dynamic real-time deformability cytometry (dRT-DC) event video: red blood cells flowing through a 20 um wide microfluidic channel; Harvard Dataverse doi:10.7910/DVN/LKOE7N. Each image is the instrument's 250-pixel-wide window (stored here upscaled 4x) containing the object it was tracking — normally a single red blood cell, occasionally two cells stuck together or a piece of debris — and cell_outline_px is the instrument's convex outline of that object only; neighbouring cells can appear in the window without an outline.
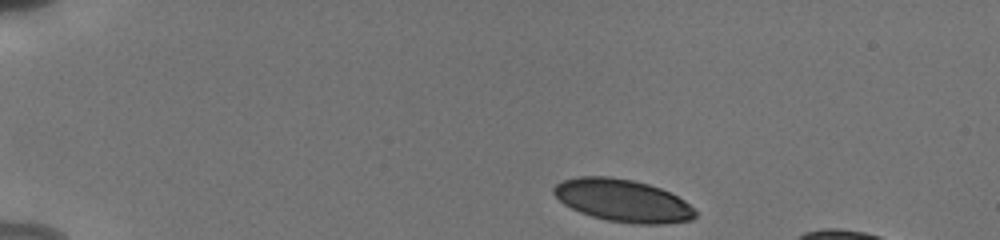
{"species": "human", "species_latin": "Homo sapiens", "temperature_condition": "cold", "stored_images_in_passage": 14, "camera_frame_rate_fps": 3000, "um_per_image_px": 0.085, "donor": {"sex": "male"}, "frame": {"image": 1, "passage_image": 1, "time_ms": 0.0, "image_size_px": [1000, 240], "cell_outline_px": [[696, 216], [692, 220], [660, 224], [636, 224], [608, 220], [592, 216], [580, 212], [564, 204], [552, 192], [552, 188], [560, 180], [580, 176], [608, 176], [632, 180], [648, 184], [660, 188], [684, 200], [696, 212]], "centroid_in_image_um": [52.91, 17.04], "position_along_channel_um": 32.1, "area_um2": 34.85}}
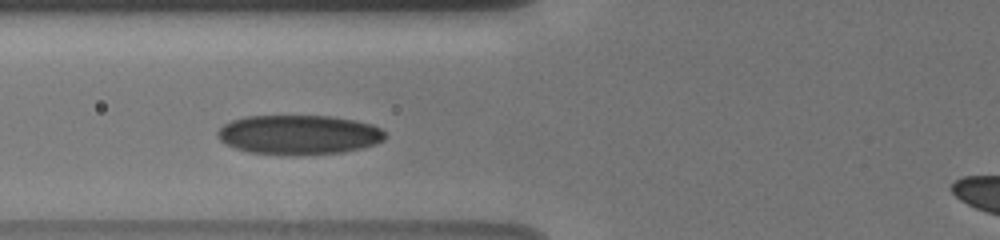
{"frame": {"image": 2, "passage_image": 9, "time_ms": 4.0, "image_size_px": [1000, 240], "cell_outline_px": [[388, 136], [384, 140], [376, 144], [364, 148], [340, 152], [296, 156], [292, 156], [248, 152], [236, 148], [220, 140], [216, 136], [216, 132], [224, 124], [232, 120], [244, 116], [332, 116], [356, 120], [372, 124], [380, 128]], "centroid_in_image_um": [25.42, 11.46], "position_along_channel_um": 100.4, "area_um2": 39.02}}
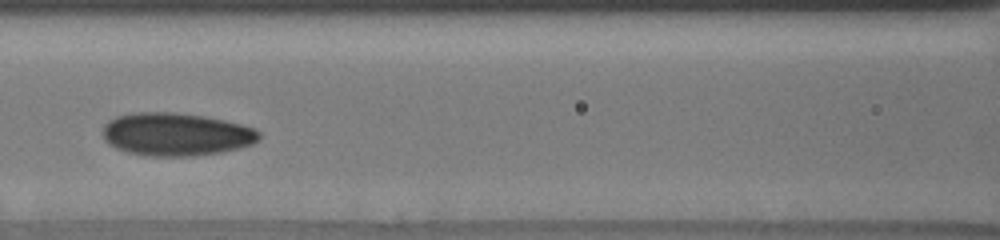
{"frame": {"image": 3, "passage_image": 12, "time_ms": 5.333, "image_size_px": [1000, 240], "cell_outline_px": [[260, 140], [252, 144], [240, 148], [220, 152], [188, 156], [148, 156], [128, 152], [116, 148], [108, 144], [104, 140], [104, 124], [108, 120], [116, 116], [132, 112], [172, 112], [204, 116], [224, 120], [256, 128], [260, 132]], "centroid_in_image_um": [14.97, 11.41], "position_along_channel_um": 151.6, "area_um2": 39.3}}